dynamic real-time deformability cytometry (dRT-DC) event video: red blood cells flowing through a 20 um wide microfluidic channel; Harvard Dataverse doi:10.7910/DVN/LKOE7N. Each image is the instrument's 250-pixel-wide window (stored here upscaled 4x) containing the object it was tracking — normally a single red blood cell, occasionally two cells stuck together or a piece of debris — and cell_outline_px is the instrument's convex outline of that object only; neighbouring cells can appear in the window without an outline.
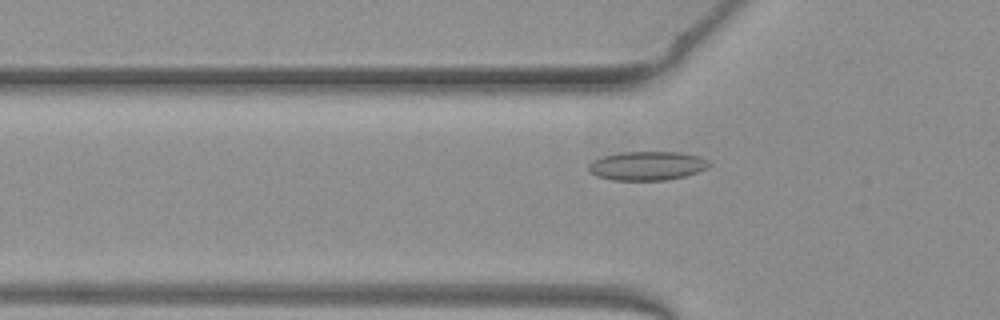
{"species": "common noctule bat (a hibernating species)", "species_latin": "Nyctalus noctula", "temperature_condition": "warm", "stored_images_in_passage": 37, "camera_frame_rate_fps": 3000, "um_per_image_px": 0.085, "animal": {"sex": "female", "body_mass_g": 19.3, "forearm_length_mm": 54.1}, "frame": {"image": 1, "passage_image": 2, "time_ms": 0.333, "image_size_px": [1000, 320], "cell_outline_px": [[712, 164], [708, 168], [684, 176], [664, 180], [612, 180], [596, 176], [588, 172], [588, 164], [592, 160], [604, 156], [620, 152], [680, 152], [700, 156], [708, 160]], "centroid_in_image_um": [54.99, 14.09], "position_along_channel_um": 70.8, "area_um2": 20.46}}
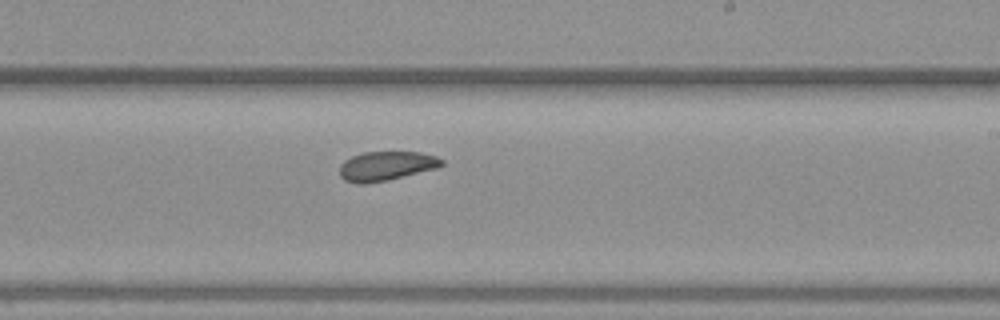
{"frame": {"image": 2, "passage_image": 16, "time_ms": 5.0, "image_size_px": [1000, 320], "cell_outline_px": [[444, 164], [436, 168], [388, 180], [364, 184], [356, 184], [344, 180], [340, 176], [340, 164], [344, 160], [352, 156], [364, 152], [420, 152], [436, 156], [444, 160]], "centroid_in_image_um": [32.81, 14.11], "position_along_channel_um": 256.2, "area_um2": 17.46}}
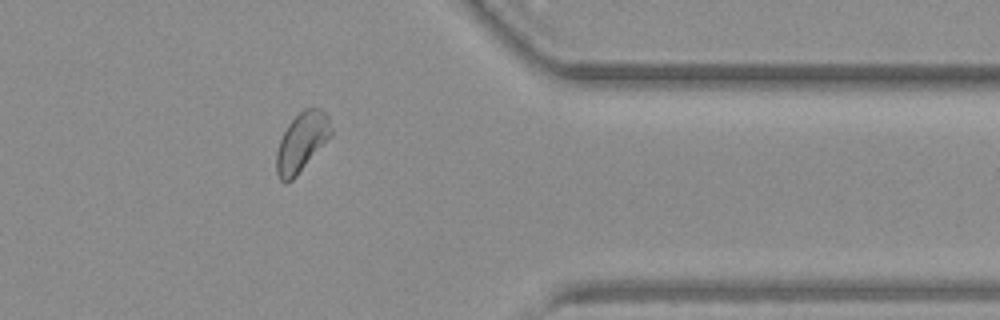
{"frame": {"image": 3, "passage_image": 27, "time_ms": 8.667, "image_size_px": [1000, 320], "cell_outline_px": [[332, 132], [296, 176], [292, 180], [284, 184], [280, 180], [276, 172], [276, 152], [280, 140], [288, 124], [304, 108], [320, 108], [328, 116], [332, 128]], "centroid_in_image_um": [25.61, 12.08], "position_along_channel_um": 385.8, "area_um2": 18.32}}